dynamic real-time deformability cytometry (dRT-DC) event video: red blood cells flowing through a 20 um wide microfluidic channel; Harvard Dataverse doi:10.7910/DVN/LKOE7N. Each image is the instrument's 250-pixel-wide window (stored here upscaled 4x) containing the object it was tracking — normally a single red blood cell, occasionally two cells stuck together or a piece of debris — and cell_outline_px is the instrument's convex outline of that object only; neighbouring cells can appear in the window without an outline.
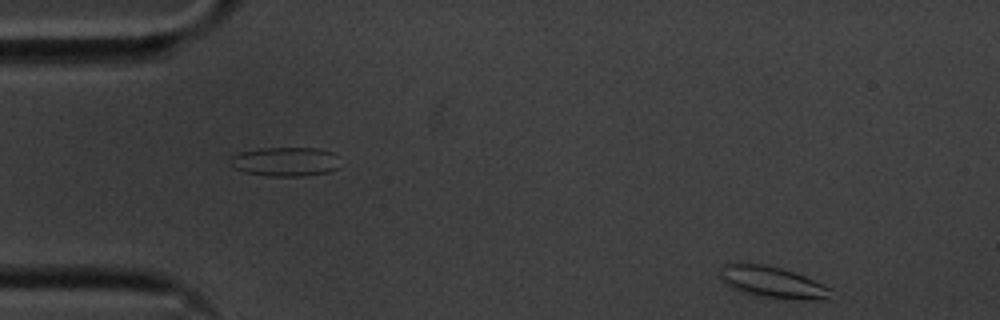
{"species": "common noctule bat (a hibernating species)", "species_latin": "Nyctalus noctula", "temperature_condition": "cold", "stored_images_in_passage": 11, "camera_frame_rate_fps": 3000, "um_per_image_px": 0.085, "animal": {"sex": "male", "body_mass_g": 20.1, "forearm_length_mm": 53.5}, "frame": {"image": 1, "passage_image": 1, "time_ms": 0.0, "image_size_px": [1000, 320], "cell_outline_px": [[832, 288], [828, 300], [824, 300], [764, 296], [740, 292], [732, 288], [720, 280], [720, 276], [724, 264], [740, 260], [764, 264], [780, 268], [804, 276]], "centroid_in_image_um": [65.58, 23.94], "position_along_channel_um": 19.4, "area_um2": 20.23}}